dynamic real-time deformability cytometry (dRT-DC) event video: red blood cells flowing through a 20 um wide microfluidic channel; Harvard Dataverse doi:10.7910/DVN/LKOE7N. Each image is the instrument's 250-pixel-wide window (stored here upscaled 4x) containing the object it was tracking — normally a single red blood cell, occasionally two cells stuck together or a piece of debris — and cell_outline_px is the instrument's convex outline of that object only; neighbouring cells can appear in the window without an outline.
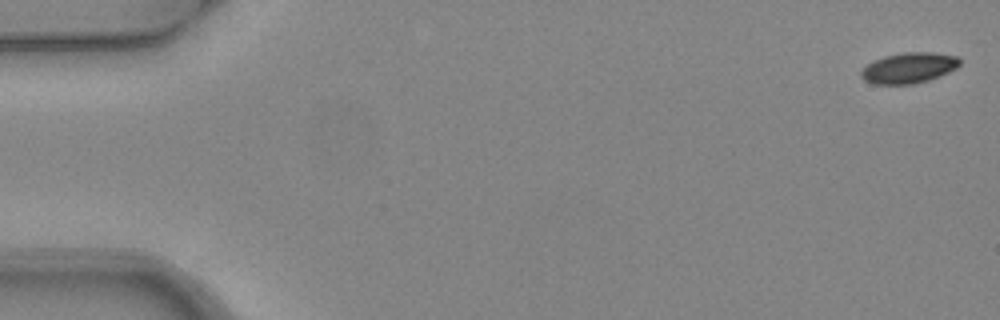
{"species": "common noctule bat (a hibernating species)", "species_latin": "Nyctalus noctula", "temperature_condition": "warm", "stored_images_in_passage": 6, "camera_frame_rate_fps": 3000, "um_per_image_px": 0.085, "animal": {"sex": "female", "body_mass_g": 24.6, "forearm_length_mm": 56.2}, "frame": {"image": 1, "passage_image": 1, "time_ms": 0.0, "image_size_px": [1000, 320], "cell_outline_px": [[960, 64], [956, 68], [940, 76], [928, 80], [912, 84], [872, 84], [864, 80], [860, 76], [860, 72], [872, 60], [884, 56], [904, 52], [932, 52], [956, 56], [960, 60]], "centroid_in_image_um": [77.23, 5.77], "position_along_channel_um": 7.8, "area_um2": 17.63}}
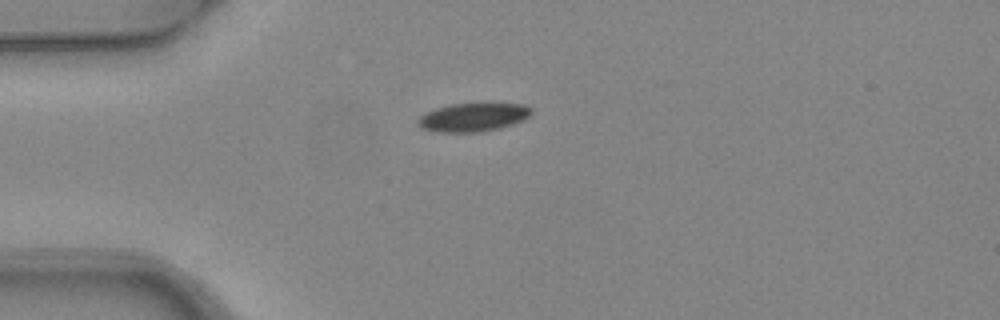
{"frame": {"image": 2, "passage_image": 4, "time_ms": 1.0, "image_size_px": [1000, 320], "cell_outline_px": [[532, 112], [528, 116], [512, 124], [496, 128], [476, 132], [432, 132], [420, 128], [416, 124], [416, 120], [424, 112], [448, 104], [484, 100], [492, 100], [524, 104], [532, 108]], "centroid_in_image_um": [40.18, 9.89], "position_along_channel_um": 44.8, "area_um2": 19.94}}
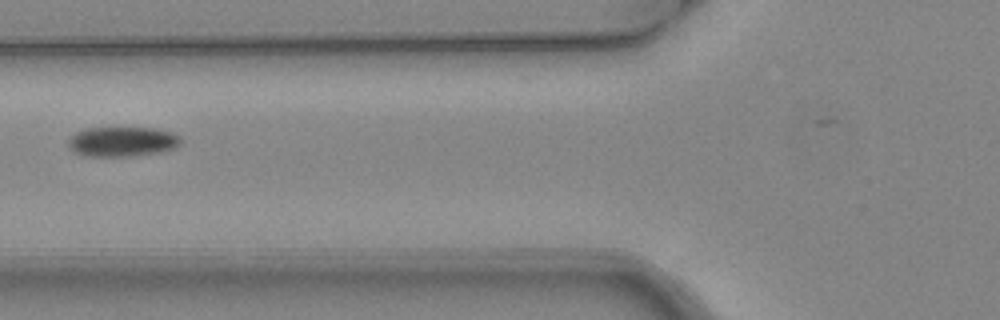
{"frame": {"image": 3, "passage_image": 6, "time_ms": 1.667, "image_size_px": [1000, 320], "cell_outline_px": [[184, 140], [176, 148], [160, 152], [136, 156], [88, 156], [72, 152], [68, 144], [68, 140], [76, 132], [84, 128], [156, 128], [172, 132], [180, 136]], "centroid_in_image_um": [10.43, 12.04], "position_along_channel_um": 115.4, "area_um2": 19.83}}